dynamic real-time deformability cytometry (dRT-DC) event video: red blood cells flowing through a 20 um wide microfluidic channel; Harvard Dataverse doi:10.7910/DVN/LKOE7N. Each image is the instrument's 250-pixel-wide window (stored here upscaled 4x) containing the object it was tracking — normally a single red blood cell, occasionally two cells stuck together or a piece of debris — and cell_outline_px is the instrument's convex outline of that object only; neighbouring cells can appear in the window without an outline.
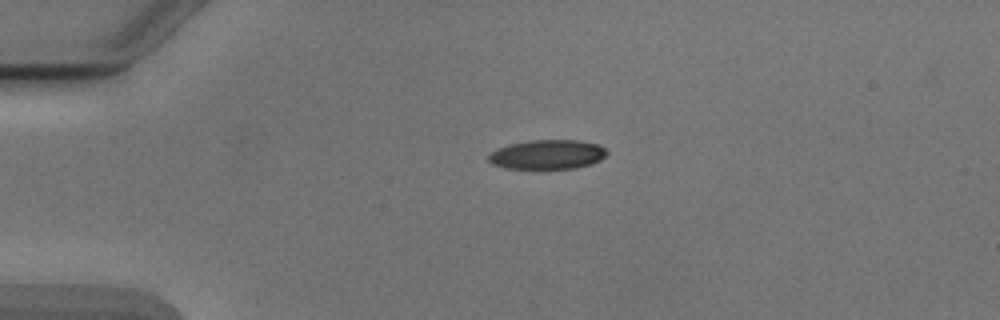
{"species": "Egyptian fruit bat (a non-hibernating species)", "species_latin": "Rousettus aegyptiacus", "temperature_condition": "cold", "stored_images_in_passage": 2, "camera_frame_rate_fps": 3000, "um_per_image_px": 0.085, "animal": {"sex": "male"}, "frame": {"image": 1, "passage_image": 1, "time_ms": 0.0, "image_size_px": [1000, 320], "cell_outline_px": [[608, 152], [600, 160], [592, 164], [576, 168], [504, 168], [492, 164], [488, 160], [488, 152], [496, 148], [512, 144], [532, 140], [580, 140], [600, 144]], "centroid_in_image_um": [46.53, 13.12], "position_along_channel_um": 38.5, "area_um2": 20.35}}